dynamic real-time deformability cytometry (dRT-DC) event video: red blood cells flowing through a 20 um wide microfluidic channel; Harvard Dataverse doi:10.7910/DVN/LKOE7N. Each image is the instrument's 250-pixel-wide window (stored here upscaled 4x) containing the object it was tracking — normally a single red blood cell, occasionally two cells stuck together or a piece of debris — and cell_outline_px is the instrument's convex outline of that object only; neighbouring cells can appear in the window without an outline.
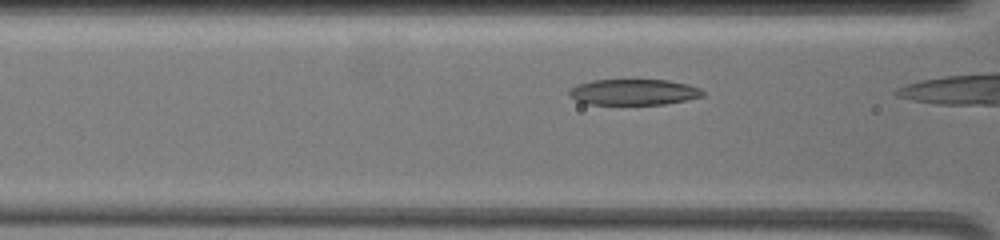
{"species": "common noctule bat (a hibernating species)", "species_latin": "Nyctalus noctula", "temperature_condition": "warm", "stored_images_in_passage": 8, "camera_frame_rate_fps": 3000, "um_per_image_px": 0.085, "animal": {"sex": "female", "body_mass_g": 19.5, "forearm_length_mm": 54.1}, "frame": {"image": 1, "passage_image": 6, "time_ms": 2.667, "image_size_px": [1000, 240], "cell_outline_px": [[704, 96], [688, 100], [664, 104], [588, 104], [576, 100], [568, 96], [568, 88], [576, 84], [592, 80], [668, 80], [688, 84], [700, 88], [704, 92]], "centroid_in_image_um": [53.84, 7.82], "position_along_channel_um": 112.8, "area_um2": 20.35}}